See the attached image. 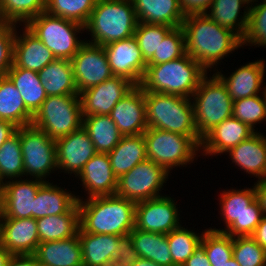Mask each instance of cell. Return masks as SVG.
Wrapping results in <instances>:
<instances>
[{"label": "cell", "mask_w": 266, "mask_h": 266, "mask_svg": "<svg viewBox=\"0 0 266 266\" xmlns=\"http://www.w3.org/2000/svg\"><path fill=\"white\" fill-rule=\"evenodd\" d=\"M0 219L1 245L12 255L34 254L40 243L36 219Z\"/></svg>", "instance_id": "cell-20"}, {"label": "cell", "mask_w": 266, "mask_h": 266, "mask_svg": "<svg viewBox=\"0 0 266 266\" xmlns=\"http://www.w3.org/2000/svg\"><path fill=\"white\" fill-rule=\"evenodd\" d=\"M208 71L188 54L156 65H147L140 83L144 92L192 97Z\"/></svg>", "instance_id": "cell-3"}, {"label": "cell", "mask_w": 266, "mask_h": 266, "mask_svg": "<svg viewBox=\"0 0 266 266\" xmlns=\"http://www.w3.org/2000/svg\"><path fill=\"white\" fill-rule=\"evenodd\" d=\"M97 0H45V12L86 25Z\"/></svg>", "instance_id": "cell-39"}, {"label": "cell", "mask_w": 266, "mask_h": 266, "mask_svg": "<svg viewBox=\"0 0 266 266\" xmlns=\"http://www.w3.org/2000/svg\"><path fill=\"white\" fill-rule=\"evenodd\" d=\"M136 85L122 76H113L79 93L83 116L109 115L112 108Z\"/></svg>", "instance_id": "cell-15"}, {"label": "cell", "mask_w": 266, "mask_h": 266, "mask_svg": "<svg viewBox=\"0 0 266 266\" xmlns=\"http://www.w3.org/2000/svg\"><path fill=\"white\" fill-rule=\"evenodd\" d=\"M182 27L186 54L206 70L217 66L225 56L243 47L242 39L236 33L221 27L205 13L186 15Z\"/></svg>", "instance_id": "cell-1"}, {"label": "cell", "mask_w": 266, "mask_h": 266, "mask_svg": "<svg viewBox=\"0 0 266 266\" xmlns=\"http://www.w3.org/2000/svg\"><path fill=\"white\" fill-rule=\"evenodd\" d=\"M40 243L69 239L78 234L80 210L76 203L67 213L36 219Z\"/></svg>", "instance_id": "cell-30"}, {"label": "cell", "mask_w": 266, "mask_h": 266, "mask_svg": "<svg viewBox=\"0 0 266 266\" xmlns=\"http://www.w3.org/2000/svg\"><path fill=\"white\" fill-rule=\"evenodd\" d=\"M1 196H2V183L0 182V199H1Z\"/></svg>", "instance_id": "cell-60"}, {"label": "cell", "mask_w": 266, "mask_h": 266, "mask_svg": "<svg viewBox=\"0 0 266 266\" xmlns=\"http://www.w3.org/2000/svg\"><path fill=\"white\" fill-rule=\"evenodd\" d=\"M45 12V0H0V14L4 22L26 25Z\"/></svg>", "instance_id": "cell-41"}, {"label": "cell", "mask_w": 266, "mask_h": 266, "mask_svg": "<svg viewBox=\"0 0 266 266\" xmlns=\"http://www.w3.org/2000/svg\"><path fill=\"white\" fill-rule=\"evenodd\" d=\"M38 73L47 96L79 94L71 60L55 59Z\"/></svg>", "instance_id": "cell-33"}, {"label": "cell", "mask_w": 266, "mask_h": 266, "mask_svg": "<svg viewBox=\"0 0 266 266\" xmlns=\"http://www.w3.org/2000/svg\"><path fill=\"white\" fill-rule=\"evenodd\" d=\"M17 25L3 22L0 24V77L6 76L13 65V44Z\"/></svg>", "instance_id": "cell-48"}, {"label": "cell", "mask_w": 266, "mask_h": 266, "mask_svg": "<svg viewBox=\"0 0 266 266\" xmlns=\"http://www.w3.org/2000/svg\"><path fill=\"white\" fill-rule=\"evenodd\" d=\"M7 266H39L33 254L12 255Z\"/></svg>", "instance_id": "cell-52"}, {"label": "cell", "mask_w": 266, "mask_h": 266, "mask_svg": "<svg viewBox=\"0 0 266 266\" xmlns=\"http://www.w3.org/2000/svg\"><path fill=\"white\" fill-rule=\"evenodd\" d=\"M20 142L24 175L47 182V176L58 170L55 140L44 131L28 125L20 127Z\"/></svg>", "instance_id": "cell-11"}, {"label": "cell", "mask_w": 266, "mask_h": 266, "mask_svg": "<svg viewBox=\"0 0 266 266\" xmlns=\"http://www.w3.org/2000/svg\"><path fill=\"white\" fill-rule=\"evenodd\" d=\"M138 22L182 26L185 14L179 0H131Z\"/></svg>", "instance_id": "cell-28"}, {"label": "cell", "mask_w": 266, "mask_h": 266, "mask_svg": "<svg viewBox=\"0 0 266 266\" xmlns=\"http://www.w3.org/2000/svg\"><path fill=\"white\" fill-rule=\"evenodd\" d=\"M247 1L250 2V3H252V2L254 3L256 1L258 2V0H247Z\"/></svg>", "instance_id": "cell-61"}, {"label": "cell", "mask_w": 266, "mask_h": 266, "mask_svg": "<svg viewBox=\"0 0 266 266\" xmlns=\"http://www.w3.org/2000/svg\"><path fill=\"white\" fill-rule=\"evenodd\" d=\"M53 53L56 59L71 60L86 42L78 39L85 26L72 20L40 13L25 25Z\"/></svg>", "instance_id": "cell-9"}, {"label": "cell", "mask_w": 266, "mask_h": 266, "mask_svg": "<svg viewBox=\"0 0 266 266\" xmlns=\"http://www.w3.org/2000/svg\"><path fill=\"white\" fill-rule=\"evenodd\" d=\"M0 245H1V223H0Z\"/></svg>", "instance_id": "cell-62"}, {"label": "cell", "mask_w": 266, "mask_h": 266, "mask_svg": "<svg viewBox=\"0 0 266 266\" xmlns=\"http://www.w3.org/2000/svg\"><path fill=\"white\" fill-rule=\"evenodd\" d=\"M6 76L21 93L26 108L34 115L47 98L39 73L13 64Z\"/></svg>", "instance_id": "cell-34"}, {"label": "cell", "mask_w": 266, "mask_h": 266, "mask_svg": "<svg viewBox=\"0 0 266 266\" xmlns=\"http://www.w3.org/2000/svg\"><path fill=\"white\" fill-rule=\"evenodd\" d=\"M23 34L15 31L13 64L18 68L39 72L56 58L53 53L26 26Z\"/></svg>", "instance_id": "cell-24"}, {"label": "cell", "mask_w": 266, "mask_h": 266, "mask_svg": "<svg viewBox=\"0 0 266 266\" xmlns=\"http://www.w3.org/2000/svg\"><path fill=\"white\" fill-rule=\"evenodd\" d=\"M138 20L131 0H97L85 30L88 43L105 46L134 36Z\"/></svg>", "instance_id": "cell-4"}, {"label": "cell", "mask_w": 266, "mask_h": 266, "mask_svg": "<svg viewBox=\"0 0 266 266\" xmlns=\"http://www.w3.org/2000/svg\"><path fill=\"white\" fill-rule=\"evenodd\" d=\"M33 255L39 266H83L78 234L69 239L39 243Z\"/></svg>", "instance_id": "cell-27"}, {"label": "cell", "mask_w": 266, "mask_h": 266, "mask_svg": "<svg viewBox=\"0 0 266 266\" xmlns=\"http://www.w3.org/2000/svg\"><path fill=\"white\" fill-rule=\"evenodd\" d=\"M252 187L222 191L219 201L220 214L226 228L224 227L222 230L213 228L212 230L224 232L231 237L253 235L263 217V213L256 199L254 185Z\"/></svg>", "instance_id": "cell-7"}, {"label": "cell", "mask_w": 266, "mask_h": 266, "mask_svg": "<svg viewBox=\"0 0 266 266\" xmlns=\"http://www.w3.org/2000/svg\"><path fill=\"white\" fill-rule=\"evenodd\" d=\"M223 266H240L239 263L232 257Z\"/></svg>", "instance_id": "cell-58"}, {"label": "cell", "mask_w": 266, "mask_h": 266, "mask_svg": "<svg viewBox=\"0 0 266 266\" xmlns=\"http://www.w3.org/2000/svg\"><path fill=\"white\" fill-rule=\"evenodd\" d=\"M12 254L8 252L2 245H0V266H7Z\"/></svg>", "instance_id": "cell-56"}, {"label": "cell", "mask_w": 266, "mask_h": 266, "mask_svg": "<svg viewBox=\"0 0 266 266\" xmlns=\"http://www.w3.org/2000/svg\"><path fill=\"white\" fill-rule=\"evenodd\" d=\"M261 96L258 94L233 101L232 116L255 130L257 123L266 121V107L264 98Z\"/></svg>", "instance_id": "cell-46"}, {"label": "cell", "mask_w": 266, "mask_h": 266, "mask_svg": "<svg viewBox=\"0 0 266 266\" xmlns=\"http://www.w3.org/2000/svg\"><path fill=\"white\" fill-rule=\"evenodd\" d=\"M233 257L240 266H266V250L251 236L233 237Z\"/></svg>", "instance_id": "cell-47"}, {"label": "cell", "mask_w": 266, "mask_h": 266, "mask_svg": "<svg viewBox=\"0 0 266 266\" xmlns=\"http://www.w3.org/2000/svg\"><path fill=\"white\" fill-rule=\"evenodd\" d=\"M130 234L133 246L140 258L148 259L160 266H176L170 254L166 234L136 228Z\"/></svg>", "instance_id": "cell-35"}, {"label": "cell", "mask_w": 266, "mask_h": 266, "mask_svg": "<svg viewBox=\"0 0 266 266\" xmlns=\"http://www.w3.org/2000/svg\"><path fill=\"white\" fill-rule=\"evenodd\" d=\"M77 202L75 194L47 181L38 189L34 199L32 218L39 219L44 216L67 213Z\"/></svg>", "instance_id": "cell-29"}, {"label": "cell", "mask_w": 266, "mask_h": 266, "mask_svg": "<svg viewBox=\"0 0 266 266\" xmlns=\"http://www.w3.org/2000/svg\"><path fill=\"white\" fill-rule=\"evenodd\" d=\"M232 162L260 180H266V137L259 131L227 152Z\"/></svg>", "instance_id": "cell-25"}, {"label": "cell", "mask_w": 266, "mask_h": 266, "mask_svg": "<svg viewBox=\"0 0 266 266\" xmlns=\"http://www.w3.org/2000/svg\"><path fill=\"white\" fill-rule=\"evenodd\" d=\"M78 238L82 248L83 266H109L114 263L119 251L120 236L88 233L80 227Z\"/></svg>", "instance_id": "cell-26"}, {"label": "cell", "mask_w": 266, "mask_h": 266, "mask_svg": "<svg viewBox=\"0 0 266 266\" xmlns=\"http://www.w3.org/2000/svg\"><path fill=\"white\" fill-rule=\"evenodd\" d=\"M78 178L88 194L87 198L115 195L118 178L107 153H96L83 167Z\"/></svg>", "instance_id": "cell-22"}, {"label": "cell", "mask_w": 266, "mask_h": 266, "mask_svg": "<svg viewBox=\"0 0 266 266\" xmlns=\"http://www.w3.org/2000/svg\"><path fill=\"white\" fill-rule=\"evenodd\" d=\"M45 183L40 179L20 178L2 184L0 218H29L34 211V199L38 189Z\"/></svg>", "instance_id": "cell-17"}, {"label": "cell", "mask_w": 266, "mask_h": 266, "mask_svg": "<svg viewBox=\"0 0 266 266\" xmlns=\"http://www.w3.org/2000/svg\"><path fill=\"white\" fill-rule=\"evenodd\" d=\"M200 244L211 266H223L233 257V237L224 232L205 229Z\"/></svg>", "instance_id": "cell-40"}, {"label": "cell", "mask_w": 266, "mask_h": 266, "mask_svg": "<svg viewBox=\"0 0 266 266\" xmlns=\"http://www.w3.org/2000/svg\"><path fill=\"white\" fill-rule=\"evenodd\" d=\"M144 97L148 128L198 136L190 98L156 92H144Z\"/></svg>", "instance_id": "cell-5"}, {"label": "cell", "mask_w": 266, "mask_h": 266, "mask_svg": "<svg viewBox=\"0 0 266 266\" xmlns=\"http://www.w3.org/2000/svg\"><path fill=\"white\" fill-rule=\"evenodd\" d=\"M33 114L26 108L21 93L7 76L0 77V120L17 127L31 125Z\"/></svg>", "instance_id": "cell-36"}, {"label": "cell", "mask_w": 266, "mask_h": 266, "mask_svg": "<svg viewBox=\"0 0 266 266\" xmlns=\"http://www.w3.org/2000/svg\"><path fill=\"white\" fill-rule=\"evenodd\" d=\"M256 199L260 204L263 215H266V180H260L254 184Z\"/></svg>", "instance_id": "cell-53"}, {"label": "cell", "mask_w": 266, "mask_h": 266, "mask_svg": "<svg viewBox=\"0 0 266 266\" xmlns=\"http://www.w3.org/2000/svg\"><path fill=\"white\" fill-rule=\"evenodd\" d=\"M3 22L4 21H3L2 17H1V14H0V24L3 23Z\"/></svg>", "instance_id": "cell-63"}, {"label": "cell", "mask_w": 266, "mask_h": 266, "mask_svg": "<svg viewBox=\"0 0 266 266\" xmlns=\"http://www.w3.org/2000/svg\"><path fill=\"white\" fill-rule=\"evenodd\" d=\"M77 197L80 227L88 233L123 236L135 228L136 203L117 195Z\"/></svg>", "instance_id": "cell-2"}, {"label": "cell", "mask_w": 266, "mask_h": 266, "mask_svg": "<svg viewBox=\"0 0 266 266\" xmlns=\"http://www.w3.org/2000/svg\"><path fill=\"white\" fill-rule=\"evenodd\" d=\"M82 127L90 136L97 153H109L123 135L109 115L83 116Z\"/></svg>", "instance_id": "cell-37"}, {"label": "cell", "mask_w": 266, "mask_h": 266, "mask_svg": "<svg viewBox=\"0 0 266 266\" xmlns=\"http://www.w3.org/2000/svg\"><path fill=\"white\" fill-rule=\"evenodd\" d=\"M265 60H257L242 65L230 76L223 75L221 71L214 74L223 82L232 100L258 95L263 89L265 76ZM262 87V88H261Z\"/></svg>", "instance_id": "cell-23"}, {"label": "cell", "mask_w": 266, "mask_h": 266, "mask_svg": "<svg viewBox=\"0 0 266 266\" xmlns=\"http://www.w3.org/2000/svg\"><path fill=\"white\" fill-rule=\"evenodd\" d=\"M23 156L20 142V127L0 147V182L24 177ZM5 180V181H4Z\"/></svg>", "instance_id": "cell-38"}, {"label": "cell", "mask_w": 266, "mask_h": 266, "mask_svg": "<svg viewBox=\"0 0 266 266\" xmlns=\"http://www.w3.org/2000/svg\"><path fill=\"white\" fill-rule=\"evenodd\" d=\"M168 176L163 166L147 159L118 178L115 195L135 203L162 196L159 191Z\"/></svg>", "instance_id": "cell-12"}, {"label": "cell", "mask_w": 266, "mask_h": 266, "mask_svg": "<svg viewBox=\"0 0 266 266\" xmlns=\"http://www.w3.org/2000/svg\"><path fill=\"white\" fill-rule=\"evenodd\" d=\"M143 135L147 158L169 173L175 167L193 163L202 142L199 136H183L155 128H147Z\"/></svg>", "instance_id": "cell-8"}, {"label": "cell", "mask_w": 266, "mask_h": 266, "mask_svg": "<svg viewBox=\"0 0 266 266\" xmlns=\"http://www.w3.org/2000/svg\"><path fill=\"white\" fill-rule=\"evenodd\" d=\"M257 130L231 116L216 125L203 138L200 145L202 155H216L228 152L230 149L249 139Z\"/></svg>", "instance_id": "cell-21"}, {"label": "cell", "mask_w": 266, "mask_h": 266, "mask_svg": "<svg viewBox=\"0 0 266 266\" xmlns=\"http://www.w3.org/2000/svg\"><path fill=\"white\" fill-rule=\"evenodd\" d=\"M117 178L129 172L137 164L147 160L145 137L123 136L120 142L107 153Z\"/></svg>", "instance_id": "cell-32"}, {"label": "cell", "mask_w": 266, "mask_h": 266, "mask_svg": "<svg viewBox=\"0 0 266 266\" xmlns=\"http://www.w3.org/2000/svg\"><path fill=\"white\" fill-rule=\"evenodd\" d=\"M250 4L248 24L242 38V46L266 47V2Z\"/></svg>", "instance_id": "cell-45"}, {"label": "cell", "mask_w": 266, "mask_h": 266, "mask_svg": "<svg viewBox=\"0 0 266 266\" xmlns=\"http://www.w3.org/2000/svg\"><path fill=\"white\" fill-rule=\"evenodd\" d=\"M212 2L213 0H179L185 15L205 13Z\"/></svg>", "instance_id": "cell-50"}, {"label": "cell", "mask_w": 266, "mask_h": 266, "mask_svg": "<svg viewBox=\"0 0 266 266\" xmlns=\"http://www.w3.org/2000/svg\"><path fill=\"white\" fill-rule=\"evenodd\" d=\"M182 266H211L204 247L199 244Z\"/></svg>", "instance_id": "cell-51"}, {"label": "cell", "mask_w": 266, "mask_h": 266, "mask_svg": "<svg viewBox=\"0 0 266 266\" xmlns=\"http://www.w3.org/2000/svg\"><path fill=\"white\" fill-rule=\"evenodd\" d=\"M209 78L206 75L201 80L191 97L195 127L201 139L216 125L231 117L233 110V100L223 82L214 73Z\"/></svg>", "instance_id": "cell-6"}, {"label": "cell", "mask_w": 266, "mask_h": 266, "mask_svg": "<svg viewBox=\"0 0 266 266\" xmlns=\"http://www.w3.org/2000/svg\"><path fill=\"white\" fill-rule=\"evenodd\" d=\"M202 234L195 233L193 230L179 227L166 234L170 254L176 266H182L193 254L194 250L201 243Z\"/></svg>", "instance_id": "cell-42"}, {"label": "cell", "mask_w": 266, "mask_h": 266, "mask_svg": "<svg viewBox=\"0 0 266 266\" xmlns=\"http://www.w3.org/2000/svg\"><path fill=\"white\" fill-rule=\"evenodd\" d=\"M186 53L183 27L172 28L158 46L153 58L147 65H156L182 57Z\"/></svg>", "instance_id": "cell-44"}, {"label": "cell", "mask_w": 266, "mask_h": 266, "mask_svg": "<svg viewBox=\"0 0 266 266\" xmlns=\"http://www.w3.org/2000/svg\"><path fill=\"white\" fill-rule=\"evenodd\" d=\"M172 28L163 24L137 23L134 37L146 64L153 58L163 38Z\"/></svg>", "instance_id": "cell-43"}, {"label": "cell", "mask_w": 266, "mask_h": 266, "mask_svg": "<svg viewBox=\"0 0 266 266\" xmlns=\"http://www.w3.org/2000/svg\"><path fill=\"white\" fill-rule=\"evenodd\" d=\"M248 4L250 5V2L247 0H213L208 7L209 11L207 10L205 14L215 23L230 29L242 39L248 24L250 7ZM242 7L246 8L244 12H241L243 16L240 14Z\"/></svg>", "instance_id": "cell-31"}, {"label": "cell", "mask_w": 266, "mask_h": 266, "mask_svg": "<svg viewBox=\"0 0 266 266\" xmlns=\"http://www.w3.org/2000/svg\"><path fill=\"white\" fill-rule=\"evenodd\" d=\"M109 116L123 136L143 134L148 128L143 89L136 85L117 102Z\"/></svg>", "instance_id": "cell-19"}, {"label": "cell", "mask_w": 266, "mask_h": 266, "mask_svg": "<svg viewBox=\"0 0 266 266\" xmlns=\"http://www.w3.org/2000/svg\"><path fill=\"white\" fill-rule=\"evenodd\" d=\"M251 237L266 250V215H263Z\"/></svg>", "instance_id": "cell-54"}, {"label": "cell", "mask_w": 266, "mask_h": 266, "mask_svg": "<svg viewBox=\"0 0 266 266\" xmlns=\"http://www.w3.org/2000/svg\"><path fill=\"white\" fill-rule=\"evenodd\" d=\"M262 96H263V98H264L265 107H266V85H265V87H263Z\"/></svg>", "instance_id": "cell-59"}, {"label": "cell", "mask_w": 266, "mask_h": 266, "mask_svg": "<svg viewBox=\"0 0 266 266\" xmlns=\"http://www.w3.org/2000/svg\"><path fill=\"white\" fill-rule=\"evenodd\" d=\"M166 196V197H165ZM164 195L136 203L135 228L159 234H168L182 226L176 203Z\"/></svg>", "instance_id": "cell-14"}, {"label": "cell", "mask_w": 266, "mask_h": 266, "mask_svg": "<svg viewBox=\"0 0 266 266\" xmlns=\"http://www.w3.org/2000/svg\"><path fill=\"white\" fill-rule=\"evenodd\" d=\"M57 168L65 173H74L75 177L84 165L97 153L94 144L81 127L67 136L55 140Z\"/></svg>", "instance_id": "cell-18"}, {"label": "cell", "mask_w": 266, "mask_h": 266, "mask_svg": "<svg viewBox=\"0 0 266 266\" xmlns=\"http://www.w3.org/2000/svg\"><path fill=\"white\" fill-rule=\"evenodd\" d=\"M131 266H160L156 264L153 261H150L148 259L139 258L135 263H133Z\"/></svg>", "instance_id": "cell-57"}, {"label": "cell", "mask_w": 266, "mask_h": 266, "mask_svg": "<svg viewBox=\"0 0 266 266\" xmlns=\"http://www.w3.org/2000/svg\"><path fill=\"white\" fill-rule=\"evenodd\" d=\"M71 63L78 93L114 76L101 45L85 42L71 59Z\"/></svg>", "instance_id": "cell-13"}, {"label": "cell", "mask_w": 266, "mask_h": 266, "mask_svg": "<svg viewBox=\"0 0 266 266\" xmlns=\"http://www.w3.org/2000/svg\"><path fill=\"white\" fill-rule=\"evenodd\" d=\"M17 128V126L9 121L0 120V147L17 131Z\"/></svg>", "instance_id": "cell-55"}, {"label": "cell", "mask_w": 266, "mask_h": 266, "mask_svg": "<svg viewBox=\"0 0 266 266\" xmlns=\"http://www.w3.org/2000/svg\"><path fill=\"white\" fill-rule=\"evenodd\" d=\"M83 114L79 94L47 96L33 115L34 127L57 140L82 127Z\"/></svg>", "instance_id": "cell-10"}, {"label": "cell", "mask_w": 266, "mask_h": 266, "mask_svg": "<svg viewBox=\"0 0 266 266\" xmlns=\"http://www.w3.org/2000/svg\"><path fill=\"white\" fill-rule=\"evenodd\" d=\"M139 258L133 246L131 234L120 236L119 251L116 254L114 264L117 266H131Z\"/></svg>", "instance_id": "cell-49"}, {"label": "cell", "mask_w": 266, "mask_h": 266, "mask_svg": "<svg viewBox=\"0 0 266 266\" xmlns=\"http://www.w3.org/2000/svg\"><path fill=\"white\" fill-rule=\"evenodd\" d=\"M114 76H122L135 85H140L147 64L143 60L134 36L114 41L103 46Z\"/></svg>", "instance_id": "cell-16"}]
</instances>
